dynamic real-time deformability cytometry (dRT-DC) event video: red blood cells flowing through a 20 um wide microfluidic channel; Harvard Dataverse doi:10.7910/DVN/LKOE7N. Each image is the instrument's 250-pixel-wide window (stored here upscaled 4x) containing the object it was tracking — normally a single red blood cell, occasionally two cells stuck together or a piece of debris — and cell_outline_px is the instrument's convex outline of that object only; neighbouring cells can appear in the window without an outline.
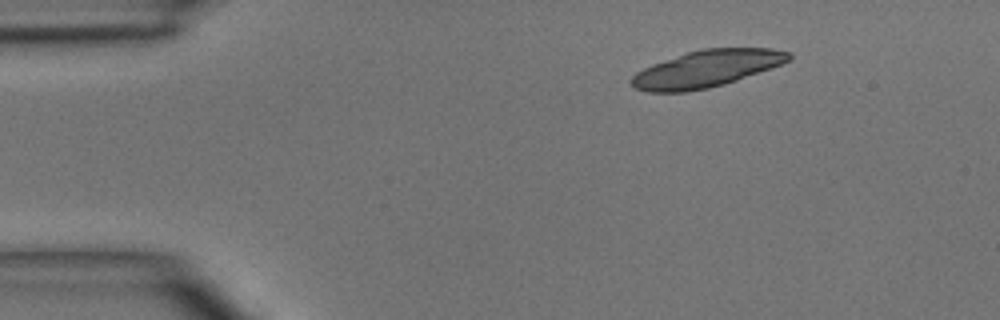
{"species": "common noctule bat (a hibernating species)", "species_latin": "Nyctalus noctula", "temperature_condition": "room temperature", "stored_images_in_passage": 4, "segment_of_instrument_passage": [2, 2], "camera_frame_rate_fps": 3000, "um_per_image_px": 0.085, "animal": {"sex": "male", "body_mass_g": 15.6}, "frame": {"image": 1, "passage_image": 4, "time_ms": 3.333, "image_size_px": [1000, 320], "cell_outline_px": [[792, 60], [772, 68], [724, 84], [708, 88], [684, 92], [648, 92], [636, 88], [628, 80], [636, 72], [652, 64], [700, 48], [772, 48], [792, 52]], "centroid_in_image_um": [60.09, 5.84], "position_along_channel_um": 24.9, "area_um2": 33.87}}